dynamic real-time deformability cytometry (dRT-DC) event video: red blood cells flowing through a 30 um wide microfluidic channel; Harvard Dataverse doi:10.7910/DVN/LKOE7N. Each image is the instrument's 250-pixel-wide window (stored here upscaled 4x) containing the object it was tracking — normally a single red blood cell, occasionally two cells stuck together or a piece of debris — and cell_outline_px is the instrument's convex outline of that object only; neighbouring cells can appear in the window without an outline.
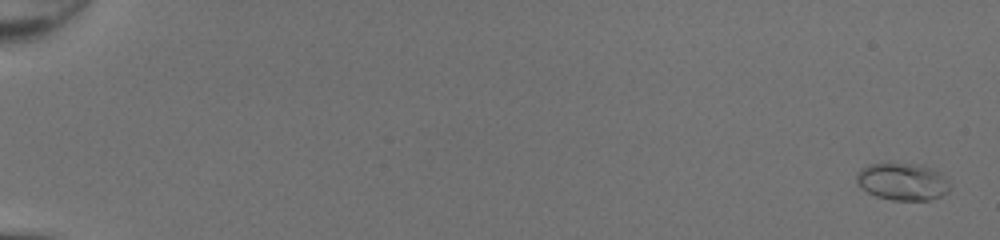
{"species": "common noctule bat (a hibernating species)", "species_latin": "Nyctalus noctula", "temperature_condition": "room temperature", "stored_images_in_passage": 51, "camera_frame_rate_fps": 3000, "um_per_image_px": 0.085, "animal": {"sex": "female", "body_mass_g": 20.0, "forearm_length_mm": 54.0}, "frame": {"image": 1, "passage_image": 2, "time_ms": 0.333, "image_size_px": [1000, 240], "cell_outline_px": [[948, 192], [940, 196], [928, 200], [892, 200], [876, 196], [860, 188], [856, 184], [856, 172], [860, 168], [868, 164], [924, 164], [948, 176]], "centroid_in_image_um": [76.7, 15.43], "position_along_channel_um": 8.3, "area_um2": 20.52}}
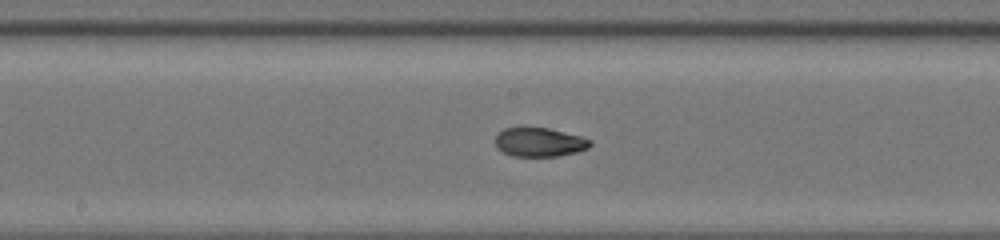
{"frame": {"image": 2, "passage_image": 30, "time_ms": 9.667, "image_size_px": [1000, 240], "cell_outline_px": [[592, 144], [588, 148], [576, 152], [560, 156], [512, 156], [496, 148], [496, 136], [504, 128], [520, 124], [524, 124], [548, 128], [580, 136], [592, 140]], "centroid_in_image_um": [45.81, 12.04], "position_along_channel_um": 202.4, "area_um2": 16.59}}
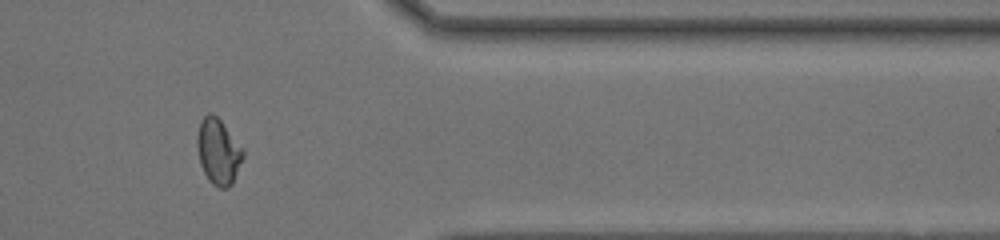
{"frame": {"image": 3, "passage_image": 44, "time_ms": 14.333, "image_size_px": [1000, 240], "cell_outline_px": [[244, 156], [232, 184], [228, 188], [220, 188], [212, 184], [208, 180], [200, 164], [196, 144], [196, 136], [200, 124], [204, 116], [208, 112], [212, 112], [220, 120], [244, 148]], "centroid_in_image_um": [18.56, 12.89], "position_along_channel_um": 392.8, "area_um2": 17.69}, "authors_computed_cell_mechanics": {"area_um2": 16.8776, "velocity_mm_per_s": 4.3217, "shape_relaxation_time_tau1_ms": 4.839, "shape_relaxation_time_tau2_ms": 1.3536, "deformation_change_tau1": 0.2192, "deformation_change_tau2": 0.0593}}